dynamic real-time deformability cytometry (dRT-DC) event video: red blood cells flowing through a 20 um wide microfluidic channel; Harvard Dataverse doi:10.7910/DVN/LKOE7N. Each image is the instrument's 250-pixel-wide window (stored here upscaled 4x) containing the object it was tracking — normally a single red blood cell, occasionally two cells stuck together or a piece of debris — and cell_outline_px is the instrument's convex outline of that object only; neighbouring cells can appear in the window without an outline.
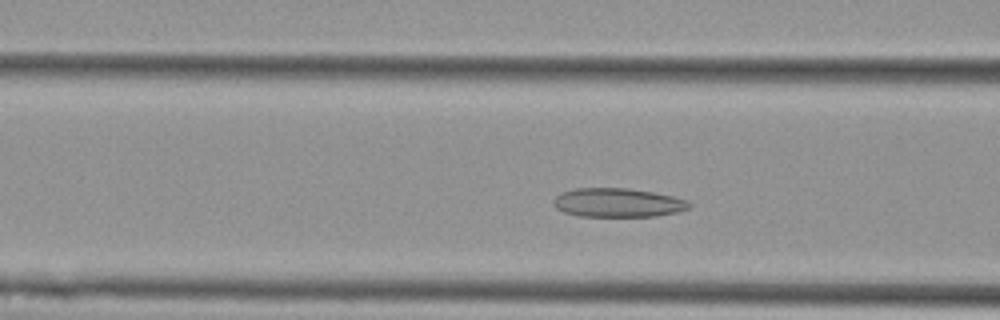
{"species": "Egyptian fruit bat (a non-hibernating species)", "species_latin": "Rousettus aegyptiacus", "temperature_condition": "cold", "stored_images_in_passage": 31, "camera_frame_rate_fps": 3000, "um_per_image_px": 0.085, "animal": {"sex": "female"}, "frame": {"image": 1, "passage_image": 8, "time_ms": 2.333, "image_size_px": [1000, 320], "cell_outline_px": [[692, 204], [688, 208], [676, 212], [656, 216], [576, 216], [564, 212], [556, 208], [552, 204], [552, 200], [560, 192], [576, 188], [628, 188], [652, 192], [672, 196], [684, 200]], "centroid_in_image_um": [52.44, 17.22], "position_along_channel_um": 114.2, "area_um2": 22.83}}
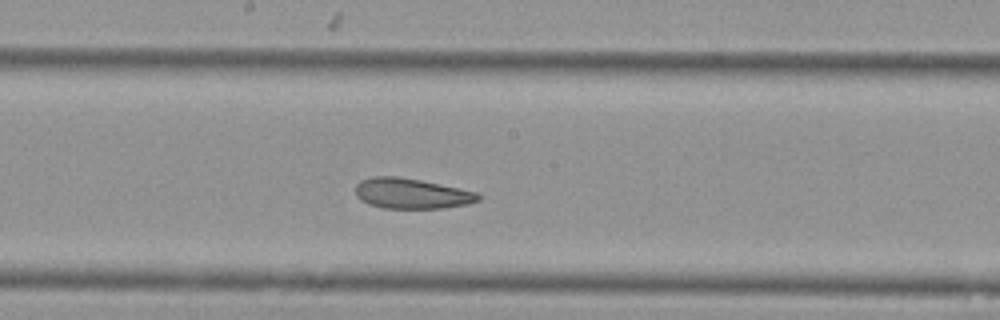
{"frame": {"image": 2, "passage_image": 16, "time_ms": 5.0, "image_size_px": [1000, 320], "cell_outline_px": [[480, 200], [468, 204], [444, 208], [384, 208], [368, 204], [360, 200], [356, 196], [356, 184], [360, 180], [372, 176], [396, 176], [420, 180], [476, 192], [480, 196]], "centroid_in_image_um": [34.94, 16.45], "position_along_channel_um": 213.3, "area_um2": 21.68}}
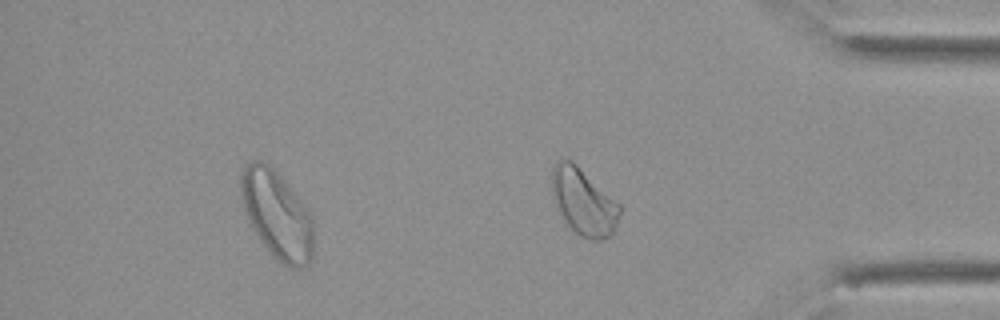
{"frame": {"image": 3, "passage_image": 31, "time_ms": 10.0, "image_size_px": [1000, 320], "cell_outline_px": [[620, 212], [616, 224], [612, 232], [604, 240], [588, 240], [580, 236], [556, 212], [552, 196], [552, 168], [556, 160], [572, 160], [620, 204]], "centroid_in_image_um": [49.56, 17.15], "position_along_channel_um": 385.6, "area_um2": 26.41}, "authors_computed_cell_mechanics": {"area_um2": 22.542, "velocity_mm_per_s": 3.7345, "shape_relaxation_time_tau1_ms": null, "shape_relaxation_time_tau2_ms": 2.7508, "deformation_change_tau1": null, "deformation_change_tau2": 0.0962}}